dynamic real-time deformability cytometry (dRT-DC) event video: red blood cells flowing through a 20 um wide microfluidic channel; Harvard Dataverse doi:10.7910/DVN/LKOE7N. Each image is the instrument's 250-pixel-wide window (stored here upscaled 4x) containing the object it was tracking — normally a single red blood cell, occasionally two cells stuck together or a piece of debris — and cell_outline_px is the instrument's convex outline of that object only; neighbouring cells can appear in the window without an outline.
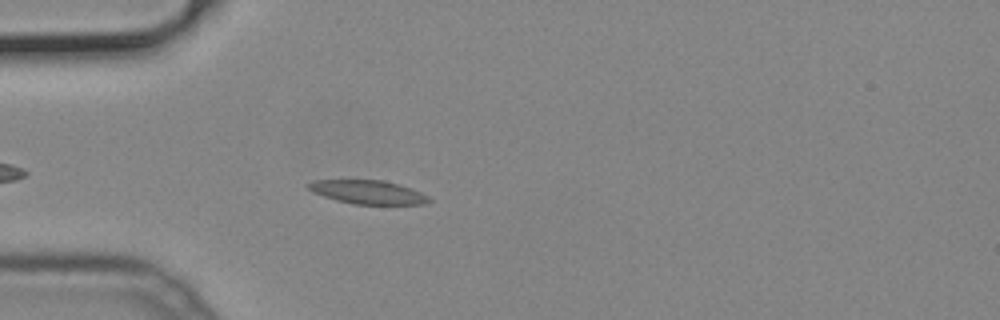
{"species": "common noctule bat (a hibernating species)", "species_latin": "Nyctalus noctula", "temperature_condition": "cold", "stored_images_in_passage": 42, "camera_frame_rate_fps": 3000, "um_per_image_px": 0.085, "animal": {"sex": "male", "body_mass_g": 19.2, "forearm_length_mm": 51.8}, "frame": {"image": 1, "passage_image": 6, "time_ms": 1.667, "image_size_px": [1000, 320], "cell_outline_px": [[432, 200], [424, 204], [352, 204], [336, 200], [312, 192], [308, 188], [308, 184], [312, 180], [384, 180], [400, 184], [420, 192], [428, 196]], "centroid_in_image_um": [31.27, 16.33], "position_along_channel_um": 53.7, "area_um2": 16.59}}
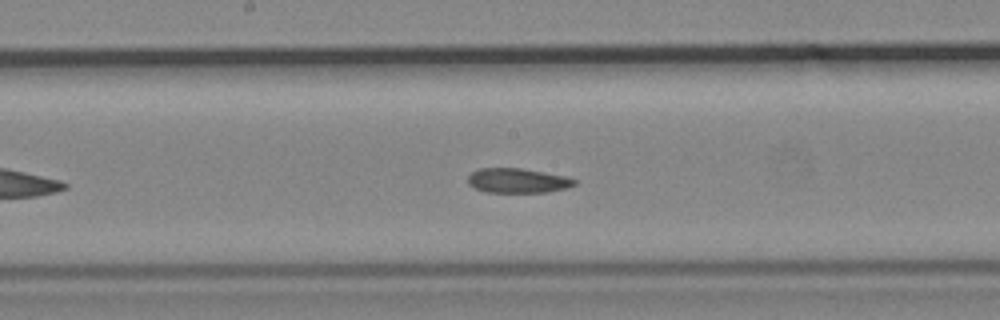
{"frame": {"image": 2, "passage_image": 18, "time_ms": 5.667, "image_size_px": [1000, 320], "cell_outline_px": [[576, 184], [568, 188], [548, 192], [484, 192], [468, 184], [468, 176], [472, 172], [480, 168], [520, 168], [568, 176], [576, 180]], "centroid_in_image_um": [44.02, 15.35], "position_along_channel_um": 204.2, "area_um2": 15.37}}
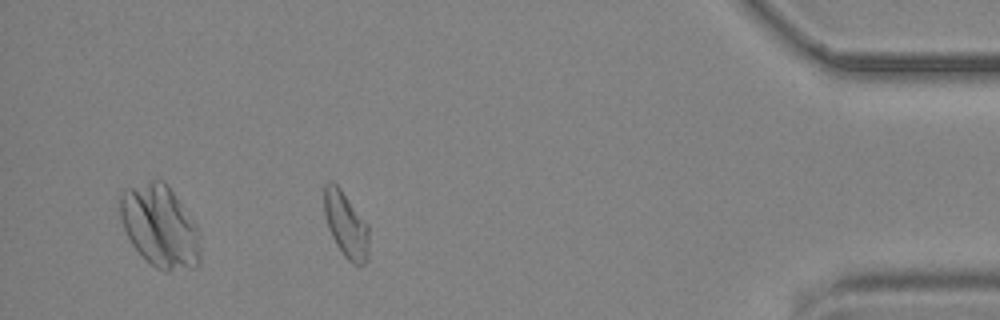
{"frame": {"image": 3, "passage_image": 37, "time_ms": 12.0, "image_size_px": [1000, 320], "cell_outline_px": [[368, 260], [364, 264], [352, 264], [344, 256], [336, 244], [328, 228], [324, 212], [324, 184], [328, 180], [332, 180], [340, 188], [368, 224]], "centroid_in_image_um": [29.39, 19.09], "position_along_channel_um": 405.8, "area_um2": 17.17}}